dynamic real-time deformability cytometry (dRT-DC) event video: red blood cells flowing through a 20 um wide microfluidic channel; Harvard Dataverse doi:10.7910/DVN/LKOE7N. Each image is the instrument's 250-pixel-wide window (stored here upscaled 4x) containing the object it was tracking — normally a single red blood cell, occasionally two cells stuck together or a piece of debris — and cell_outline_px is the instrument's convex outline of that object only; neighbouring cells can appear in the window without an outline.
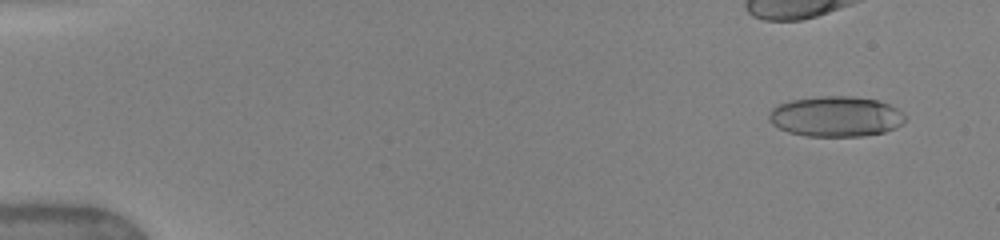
{"species": "human", "species_latin": "Homo sapiens", "temperature_condition": "warm", "stored_images_in_passage": 8, "camera_frame_rate_fps": 3000, "um_per_image_px": 0.085, "donor": {"sex": "female"}, "frame": {"image": 1, "passage_image": 2, "time_ms": 0.667, "image_size_px": [1000, 240], "cell_outline_px": [[904, 124], [896, 128], [884, 132], [860, 136], [808, 136], [788, 132], [772, 124], [768, 120], [768, 112], [776, 104], [788, 100], [816, 96], [852, 96], [876, 100], [888, 104], [896, 108], [904, 116]], "centroid_in_image_um": [70.99, 9.89], "position_along_channel_um": 14.0, "area_um2": 32.25}}